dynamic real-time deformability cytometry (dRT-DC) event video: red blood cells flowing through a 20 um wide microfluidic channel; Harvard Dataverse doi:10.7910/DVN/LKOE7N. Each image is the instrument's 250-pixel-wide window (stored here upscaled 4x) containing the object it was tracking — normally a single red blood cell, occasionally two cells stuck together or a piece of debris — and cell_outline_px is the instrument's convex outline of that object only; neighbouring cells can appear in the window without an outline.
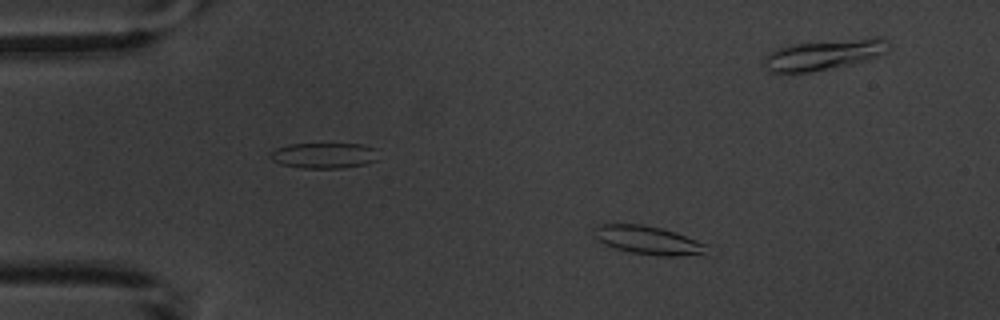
{"species": "common noctule bat (a hibernating species)", "species_latin": "Nyctalus noctula", "temperature_condition": "warm", "stored_images_in_passage": 6, "camera_frame_rate_fps": 3000, "um_per_image_px": 0.085, "animal": {"sex": "male", "body_mass_g": 20.1, "forearm_length_mm": 53.5}, "frame": {"image": 1, "passage_image": 3, "time_ms": 3.333, "image_size_px": [1000, 320], "cell_outline_px": [[708, 256], [656, 256], [632, 252], [616, 248], [604, 244], [596, 236], [596, 228], [600, 224], [640, 224], [660, 228], [676, 232], [708, 244]], "centroid_in_image_um": [55.26, 20.45], "position_along_channel_um": 29.7, "area_um2": 18.79}}